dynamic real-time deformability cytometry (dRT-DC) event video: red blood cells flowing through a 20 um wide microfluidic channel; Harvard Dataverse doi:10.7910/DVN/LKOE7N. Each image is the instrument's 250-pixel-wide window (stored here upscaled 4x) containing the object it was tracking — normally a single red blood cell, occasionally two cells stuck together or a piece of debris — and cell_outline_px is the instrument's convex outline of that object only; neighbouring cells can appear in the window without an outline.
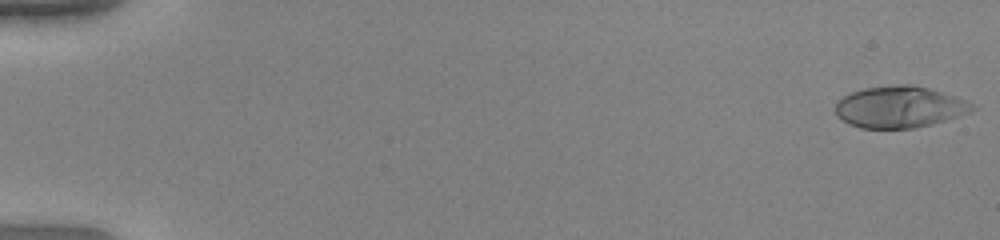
{"species": "human", "species_latin": "Homo sapiens", "temperature_condition": "warm", "stored_images_in_passage": 53, "camera_frame_rate_fps": 3000, "um_per_image_px": 0.085, "donor": {"sex": "female"}, "frame": {"image": 1, "passage_image": 1, "time_ms": 0.0, "image_size_px": [1000, 240], "cell_outline_px": [[976, 108], [968, 112], [932, 124], [916, 128], [860, 128], [848, 124], [836, 116], [836, 100], [852, 92], [864, 88], [900, 84], [912, 84], [928, 88], [976, 104]], "centroid_in_image_um": [76.41, 9.1], "position_along_channel_um": 8.6, "area_um2": 32.95}}
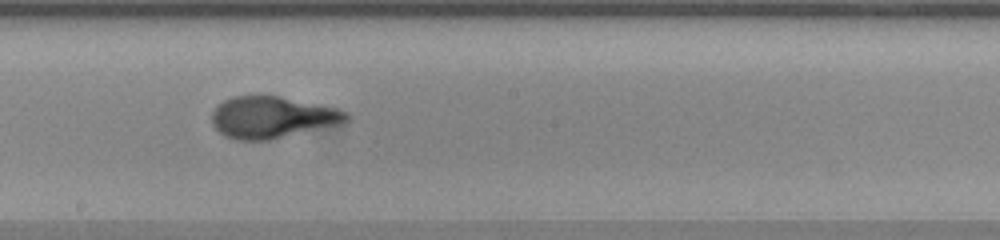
{"frame": {"image": 2, "passage_image": 31, "time_ms": 10.0, "image_size_px": [1000, 240], "cell_outline_px": [[352, 120], [344, 124], [268, 140], [236, 140], [224, 136], [212, 124], [212, 112], [224, 100], [232, 96], [280, 96], [336, 108], [348, 112], [352, 116]], "centroid_in_image_um": [23.21, 9.98], "position_along_channel_um": 225.0, "area_um2": 32.89}}
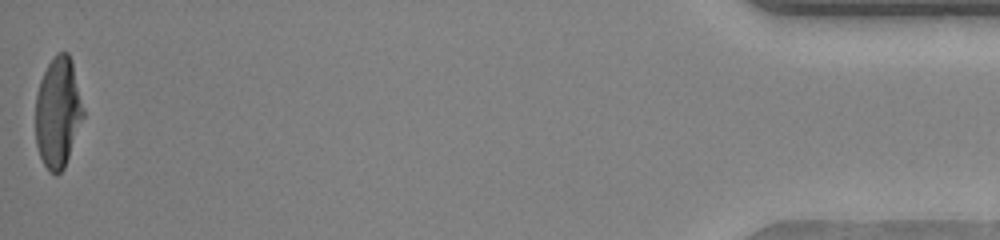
{"frame": {"image": 3, "passage_image": 53, "time_ms": 17.333, "image_size_px": [1000, 240], "cell_outline_px": [[84, 116], [64, 168], [56, 176], [48, 172], [40, 156], [36, 144], [36, 96], [40, 80], [48, 64], [56, 52], [68, 52], [72, 60], [84, 108]], "centroid_in_image_um": [4.93, 9.55], "position_along_channel_um": 430.3, "area_um2": 30.87}, "authors_computed_cell_mechanics": {"area_um2": 32.3102, "velocity_mm_per_s": 3.9676, "shape_relaxation_time_tau1_ms": 4.9272, "shape_relaxation_time_tau2_ms": null, "deformation_change_tau1": 0.2806, "deformation_change_tau2": null}}